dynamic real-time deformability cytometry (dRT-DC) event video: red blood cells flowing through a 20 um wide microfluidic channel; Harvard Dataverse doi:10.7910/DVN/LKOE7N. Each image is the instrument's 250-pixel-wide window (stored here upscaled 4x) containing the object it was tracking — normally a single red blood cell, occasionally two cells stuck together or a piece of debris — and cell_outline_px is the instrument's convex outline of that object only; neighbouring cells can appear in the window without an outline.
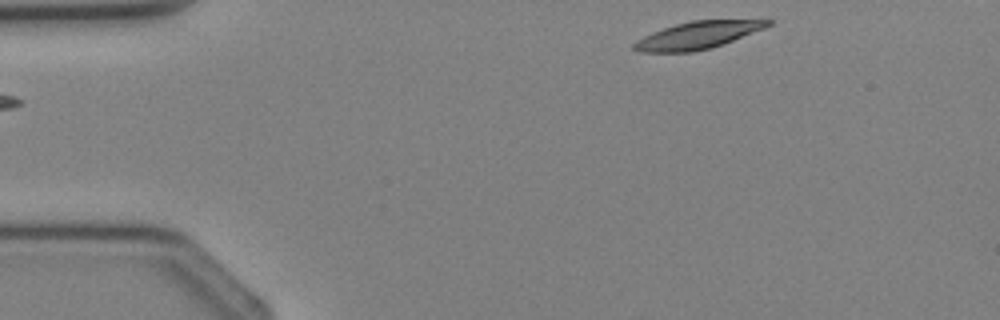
{"species": "Egyptian fruit bat (a non-hibernating species)", "species_latin": "Rousettus aegyptiacus", "temperature_condition": "cold", "stored_images_in_passage": 2, "camera_frame_rate_fps": 3000, "um_per_image_px": 0.085, "animal": {"sex": "female"}, "frame": {"image": 1, "passage_image": 2, "time_ms": 1.0, "image_size_px": [1000, 320], "cell_outline_px": [[772, 24], [764, 28], [724, 44], [712, 48], [692, 52], [640, 52], [632, 48], [632, 44], [636, 40], [652, 32], [676, 24], [692, 20], [772, 20]], "centroid_in_image_um": [59.27, 3.0], "position_along_channel_um": 25.7, "area_um2": 21.21}}